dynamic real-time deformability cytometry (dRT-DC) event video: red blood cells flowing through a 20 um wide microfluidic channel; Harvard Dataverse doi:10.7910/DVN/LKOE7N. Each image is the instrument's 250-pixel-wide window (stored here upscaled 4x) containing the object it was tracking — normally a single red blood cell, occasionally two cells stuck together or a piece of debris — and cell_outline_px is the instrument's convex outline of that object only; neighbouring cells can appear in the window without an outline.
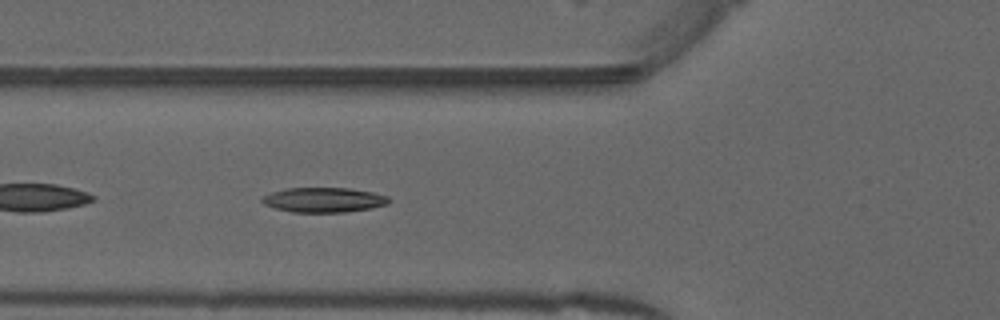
{"species": "common noctule bat (a hibernating species)", "species_latin": "Nyctalus noctula", "temperature_condition": "warm", "stored_images_in_passage": 21, "camera_frame_rate_fps": 3000, "um_per_image_px": 0.085, "animal": {"sex": "male", "forearm_length_mm": 52.5}, "frame": {"image": 1, "passage_image": 6, "time_ms": 1.667, "image_size_px": [1000, 320], "cell_outline_px": [[392, 200], [388, 204], [372, 208], [348, 212], [292, 212], [276, 208], [264, 204], [260, 200], [264, 196], [272, 192], [288, 188], [348, 188], [372, 192], [388, 196]], "centroid_in_image_um": [27.57, 16.99], "position_along_channel_um": 98.2, "area_um2": 18.32}}
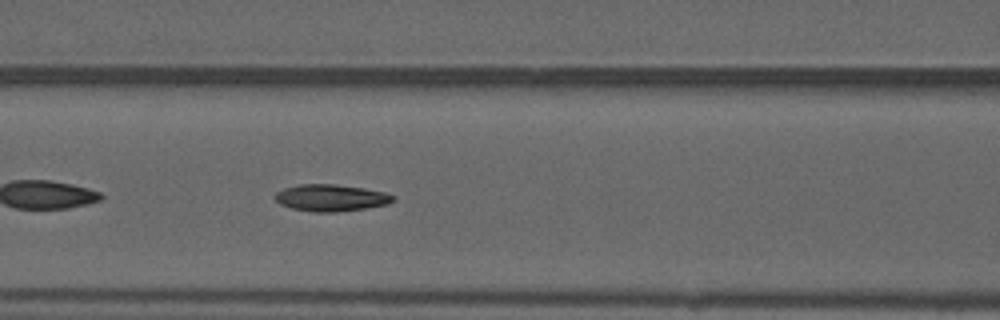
{"frame": {"image": 2, "passage_image": 9, "time_ms": 2.667, "image_size_px": [1000, 320], "cell_outline_px": [[396, 200], [388, 204], [368, 208], [336, 212], [312, 212], [292, 208], [280, 204], [272, 196], [276, 192], [284, 188], [300, 184], [336, 184], [364, 188], [384, 192], [396, 196]], "centroid_in_image_um": [28.14, 16.81], "position_along_channel_um": 138.5, "area_um2": 18.67}}